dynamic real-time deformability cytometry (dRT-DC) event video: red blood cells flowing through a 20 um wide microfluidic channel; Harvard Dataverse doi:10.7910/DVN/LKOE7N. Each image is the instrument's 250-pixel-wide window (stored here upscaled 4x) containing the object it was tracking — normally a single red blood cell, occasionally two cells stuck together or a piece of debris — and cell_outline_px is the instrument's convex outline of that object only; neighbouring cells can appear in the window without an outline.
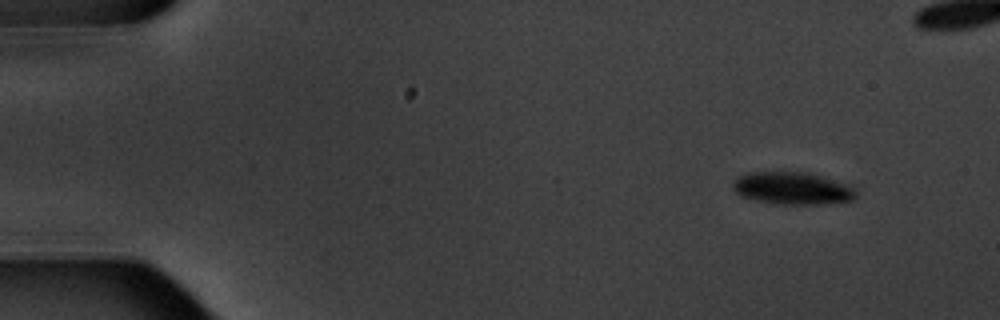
{"species": "common noctule bat (a hibernating species)", "species_latin": "Nyctalus noctula", "temperature_condition": "warm", "stored_images_in_passage": 6, "camera_frame_rate_fps": 3000, "um_per_image_px": 0.085, "animal": {"sex": "male", "body_mass_g": 20.1, "forearm_length_mm": 53.5}, "frame": {"image": 1, "passage_image": 2, "time_ms": 1.0, "image_size_px": [1000, 320], "cell_outline_px": [[856, 196], [852, 200], [820, 204], [772, 204], [740, 196], [732, 188], [732, 180], [736, 176], [748, 172], [808, 172], [820, 176], [852, 188], [856, 192]], "centroid_in_image_um": [67.23, 16.01], "position_along_channel_um": 17.8, "area_um2": 23.06}}